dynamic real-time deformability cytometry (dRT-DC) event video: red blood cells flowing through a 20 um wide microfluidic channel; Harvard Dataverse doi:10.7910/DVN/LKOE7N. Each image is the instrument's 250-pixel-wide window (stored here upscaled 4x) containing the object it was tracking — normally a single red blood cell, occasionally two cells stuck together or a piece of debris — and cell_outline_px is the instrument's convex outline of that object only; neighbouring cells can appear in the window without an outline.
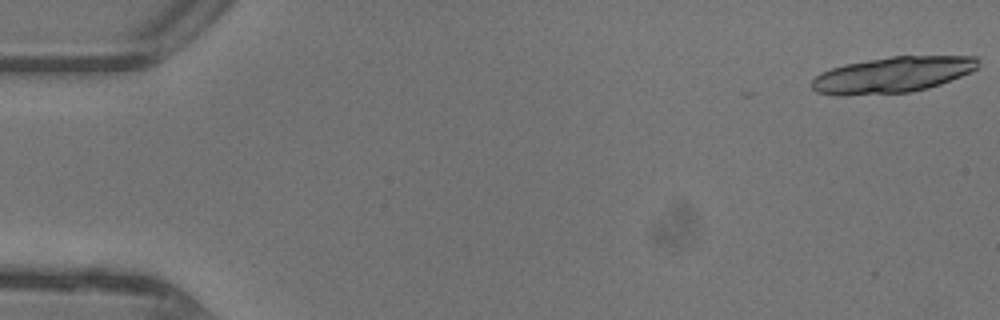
{"species": "common noctule bat (a hibernating species)", "species_latin": "Nyctalus noctula", "temperature_condition": "warm", "stored_images_in_passage": 5, "camera_frame_rate_fps": 3000, "um_per_image_px": 0.085, "animal": {"sex": "female"}, "frame": {"image": 1, "passage_image": 1, "time_ms": 0.0, "image_size_px": [1000, 320], "cell_outline_px": [[980, 60], [976, 68], [972, 72], [940, 84], [928, 88], [912, 92], [840, 96], [836, 96], [816, 92], [812, 88], [812, 80], [820, 72], [844, 64], [892, 56], [976, 56]], "centroid_in_image_um": [75.86, 6.36], "position_along_channel_um": 9.1, "area_um2": 34.97}}